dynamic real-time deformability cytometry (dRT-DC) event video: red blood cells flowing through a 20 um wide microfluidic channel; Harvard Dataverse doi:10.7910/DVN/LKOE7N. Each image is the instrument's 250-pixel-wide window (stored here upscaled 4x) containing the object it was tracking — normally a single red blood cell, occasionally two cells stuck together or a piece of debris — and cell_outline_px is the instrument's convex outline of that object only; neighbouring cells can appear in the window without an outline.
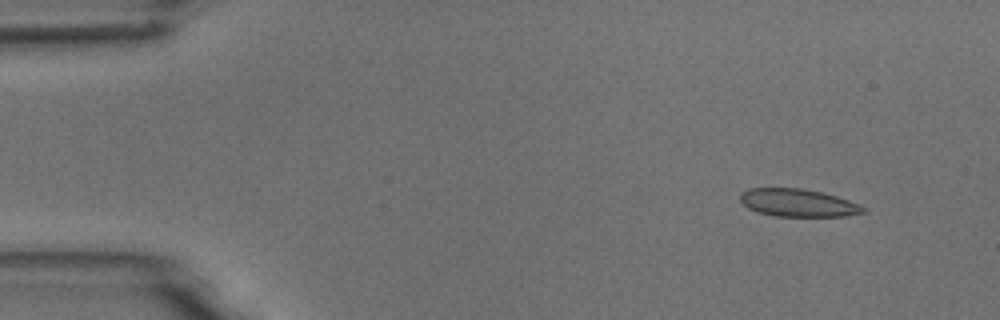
{"species": "common noctule bat (a hibernating species)", "species_latin": "Nyctalus noctula", "temperature_condition": "room temperature", "stored_images_in_passage": 2, "camera_frame_rate_fps": 3000, "um_per_image_px": 0.085, "animal": {"sex": "male", "body_mass_g": 18.8}, "frame": {"image": 1, "passage_image": 1, "time_ms": 0.0, "image_size_px": [1000, 320], "cell_outline_px": [[868, 212], [844, 216], [776, 216], [760, 212], [748, 208], [740, 200], [740, 192], [748, 188], [800, 188], [820, 192], [836, 196], [860, 204], [868, 208]], "centroid_in_image_um": [67.86, 17.24], "position_along_channel_um": 17.1, "area_um2": 19.88}}